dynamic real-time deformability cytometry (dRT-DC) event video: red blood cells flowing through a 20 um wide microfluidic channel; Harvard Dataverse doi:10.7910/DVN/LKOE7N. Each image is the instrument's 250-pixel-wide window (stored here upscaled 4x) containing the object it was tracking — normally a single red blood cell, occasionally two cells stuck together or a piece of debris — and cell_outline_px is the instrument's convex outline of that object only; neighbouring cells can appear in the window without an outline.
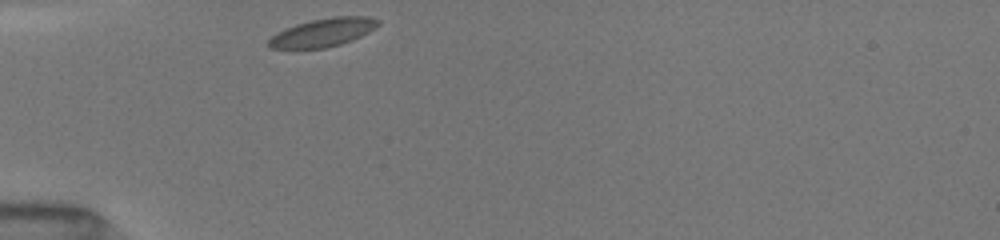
{"species": "common noctule bat (a hibernating species)", "species_latin": "Nyctalus noctula", "temperature_condition": "room temperature", "stored_images_in_passage": 8, "camera_frame_rate_fps": 3000, "um_per_image_px": 0.085, "animal": {"sex": "female", "body_mass_g": 19.5, "forearm_length_mm": 54.1}, "frame": {"image": 1, "passage_image": 1, "time_ms": 0.0, "image_size_px": [1000, 240], "cell_outline_px": [[380, 24], [376, 28], [352, 40], [340, 44], [324, 48], [268, 48], [268, 40], [276, 32], [284, 28], [296, 24], [312, 20], [332, 16], [368, 16], [380, 20]], "centroid_in_image_um": [27.46, 2.74], "position_along_channel_um": 57.5, "area_um2": 18.09}}
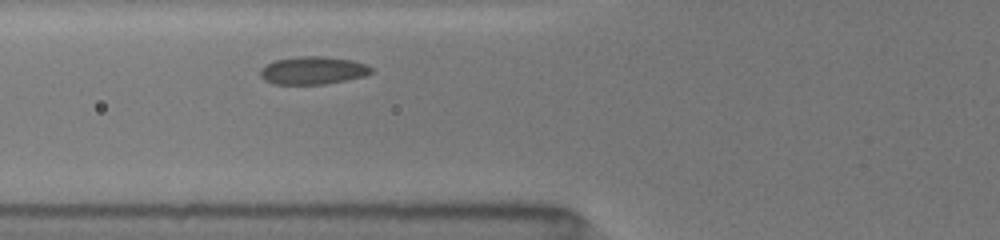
{"frame": {"image": 2, "passage_image": 6, "time_ms": 1.333, "image_size_px": [1000, 240], "cell_outline_px": [[372, 72], [364, 76], [324, 84], [276, 84], [264, 80], [260, 76], [260, 68], [276, 60], [300, 56], [324, 56], [352, 60], [364, 64], [372, 68]], "centroid_in_image_um": [26.58, 5.98], "position_along_channel_um": 99.2, "area_um2": 17.8}}